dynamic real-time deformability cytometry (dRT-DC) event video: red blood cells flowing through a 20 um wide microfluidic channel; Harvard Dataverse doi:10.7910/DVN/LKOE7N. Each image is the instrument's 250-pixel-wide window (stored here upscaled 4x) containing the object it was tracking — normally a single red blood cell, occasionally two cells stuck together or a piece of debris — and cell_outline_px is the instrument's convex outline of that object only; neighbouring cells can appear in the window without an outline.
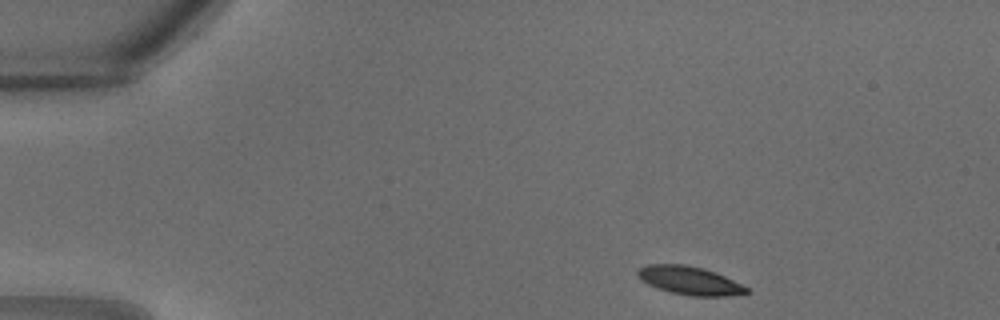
{"species": "common noctule bat (a hibernating species)", "species_latin": "Nyctalus noctula", "temperature_condition": "warm", "stored_images_in_passage": 14, "camera_frame_rate_fps": 3000, "um_per_image_px": 0.085, "animal": {"sex": "male", "body_mass_g": 18.8}, "frame": {"image": 1, "passage_image": 1, "time_ms": 0.0, "image_size_px": [1000, 320], "cell_outline_px": [[748, 292], [728, 296], [692, 296], [672, 292], [648, 284], [640, 280], [636, 272], [640, 268], [648, 264], [684, 264], [704, 268], [716, 272], [748, 288]], "centroid_in_image_um": [58.6, 23.83], "position_along_channel_um": 26.4, "area_um2": 17.74}}
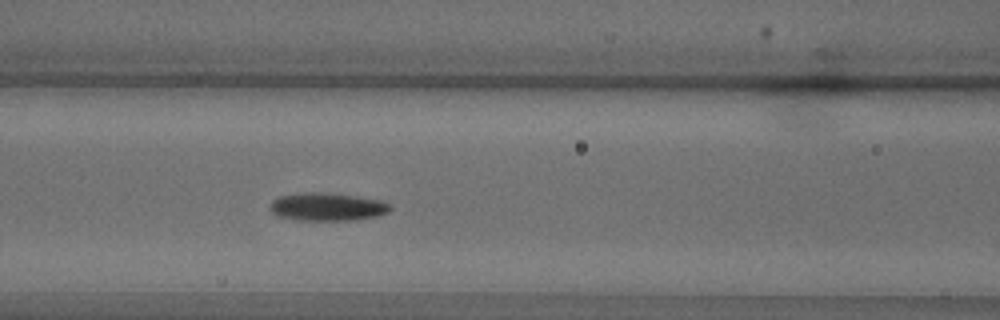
{"frame": {"image": 2, "passage_image": 10, "time_ms": 3.0, "image_size_px": [1000, 320], "cell_outline_px": [[392, 208], [388, 212], [376, 216], [352, 220], [300, 220], [280, 216], [272, 212], [268, 208], [272, 200], [280, 196], [304, 192], [328, 192], [384, 200]], "centroid_in_image_um": [27.82, 17.56], "position_along_channel_um": 138.8, "area_um2": 19.65}}
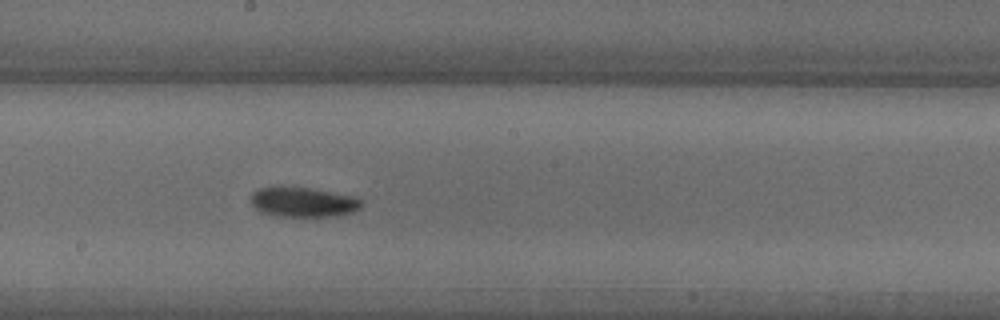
{"frame": {"image": 3, "passage_image": 14, "time_ms": 4.333, "image_size_px": [1000, 320], "cell_outline_px": [[364, 204], [360, 208], [352, 212], [332, 216], [280, 216], [260, 212], [248, 200], [252, 192], [256, 188], [280, 184], [308, 188], [356, 196], [364, 200]], "centroid_in_image_um": [25.72, 17.13], "position_along_channel_um": 222.5, "area_um2": 19.88}}